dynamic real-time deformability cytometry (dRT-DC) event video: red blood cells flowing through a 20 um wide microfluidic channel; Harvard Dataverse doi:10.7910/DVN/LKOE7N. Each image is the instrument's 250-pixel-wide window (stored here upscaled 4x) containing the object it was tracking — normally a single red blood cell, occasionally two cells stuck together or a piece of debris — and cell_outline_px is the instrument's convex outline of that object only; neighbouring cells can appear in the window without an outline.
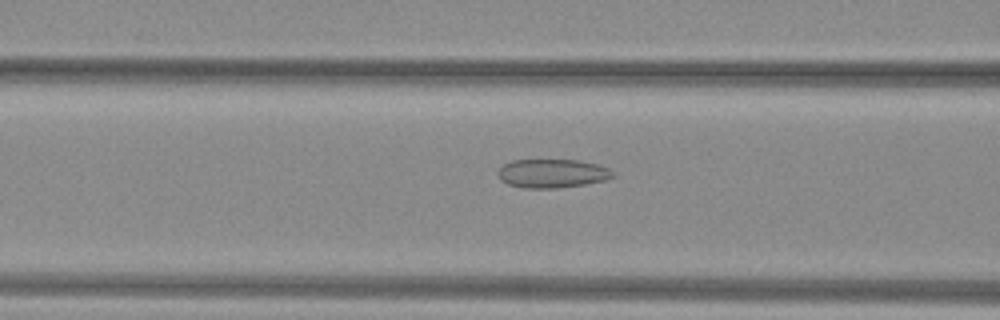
{"species": "common noctule bat (a hibernating species)", "species_latin": "Nyctalus noctula", "temperature_condition": "warm", "stored_images_in_passage": 52, "camera_frame_rate_fps": 3000, "um_per_image_px": 0.085, "animal": {"sex": "female", "body_mass_g": 29.2, "forearm_length_mm": 56.3}, "frame": {"image": 1, "passage_image": 22, "time_ms": 7.0, "image_size_px": [1000, 320], "cell_outline_px": [[616, 176], [604, 180], [584, 184], [556, 188], [524, 188], [508, 184], [500, 180], [496, 172], [504, 164], [512, 160], [580, 160], [596, 164], [608, 168]], "centroid_in_image_um": [46.91, 14.74], "position_along_channel_um": 119.7, "area_um2": 19.19}}
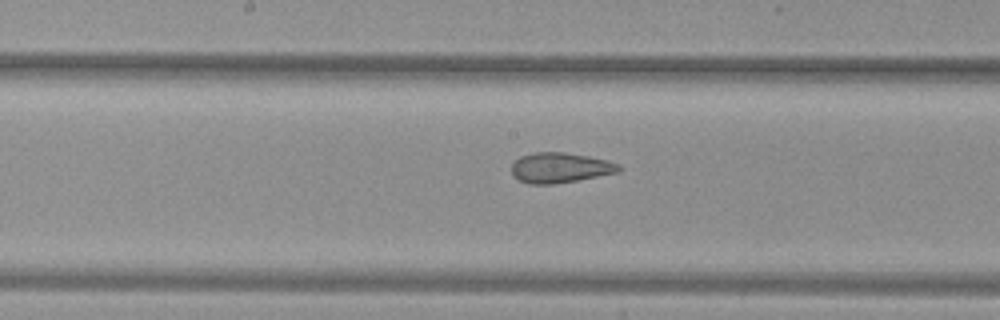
{"frame": {"image": 2, "passage_image": 28, "time_ms": 9.0, "image_size_px": [1000, 320], "cell_outline_px": [[624, 168], [620, 172], [576, 180], [552, 184], [528, 184], [512, 176], [512, 164], [520, 156], [532, 152], [564, 152], [588, 156], [608, 160], [620, 164]], "centroid_in_image_um": [47.63, 14.25], "position_along_channel_um": 200.6, "area_um2": 19.02}}
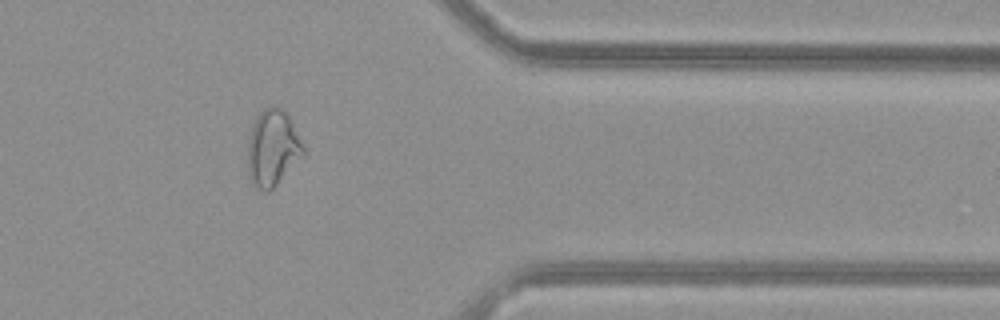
{"frame": {"image": 3, "passage_image": 43, "time_ms": 14.0, "image_size_px": [1000, 320], "cell_outline_px": [[304, 156], [268, 192], [264, 192], [256, 188], [248, 176], [248, 140], [252, 124], [256, 116], [264, 108], [272, 104], [276, 104], [288, 116], [304, 144]], "centroid_in_image_um": [23.16, 12.57], "position_along_channel_um": 388.2, "area_um2": 24.85}, "authors_computed_cell_mechanics": {"area_um2": 24.565, "velocity_mm_per_s": 4.0422, "shape_relaxation_time_tau1_ms": null, "shape_relaxation_time_tau2_ms": 1.9927, "deformation_change_tau1": null, "deformation_change_tau2": 0.1036}}